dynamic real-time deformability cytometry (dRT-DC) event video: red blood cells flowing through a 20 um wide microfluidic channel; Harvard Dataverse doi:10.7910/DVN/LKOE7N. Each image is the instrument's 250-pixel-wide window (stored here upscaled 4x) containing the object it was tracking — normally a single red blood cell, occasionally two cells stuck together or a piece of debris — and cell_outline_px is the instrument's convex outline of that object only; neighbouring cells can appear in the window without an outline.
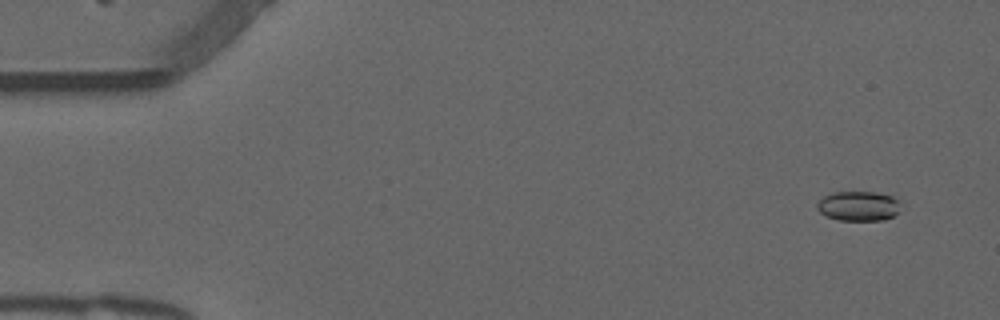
{"species": "common noctule bat (a hibernating species)", "species_latin": "Nyctalus noctula", "temperature_condition": "warm", "stored_images_in_passage": 54, "camera_frame_rate_fps": 3000, "um_per_image_px": 0.085, "animal": {"sex": "male", "forearm_length_mm": 52.5}, "frame": {"image": 1, "passage_image": 4, "time_ms": 1.0, "image_size_px": [1000, 320], "cell_outline_px": [[896, 212], [892, 216], [884, 220], [840, 220], [828, 216], [820, 212], [816, 208], [816, 204], [824, 196], [832, 192], [876, 192], [892, 196], [896, 200]], "centroid_in_image_um": [72.9, 17.5], "position_along_channel_um": 12.1, "area_um2": 14.1}}
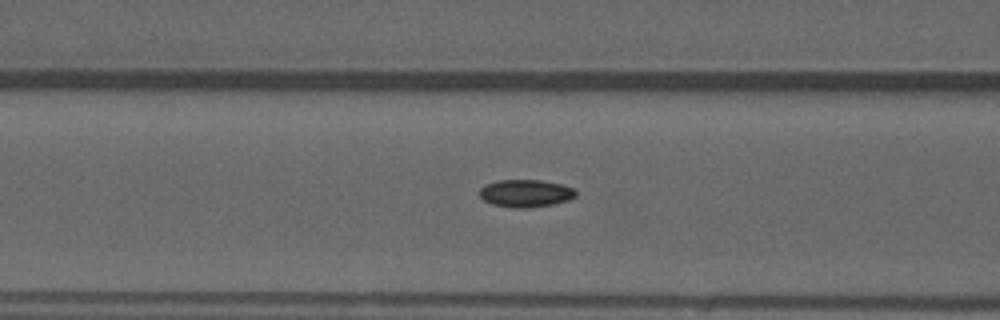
{"frame": {"image": 2, "passage_image": 22, "time_ms": 7.0, "image_size_px": [1000, 320], "cell_outline_px": [[576, 196], [568, 200], [552, 204], [528, 208], [512, 208], [492, 204], [484, 200], [480, 196], [480, 188], [484, 184], [496, 180], [540, 180], [564, 184], [572, 188], [576, 192]], "centroid_in_image_um": [44.66, 16.42], "position_along_channel_um": 121.9, "area_um2": 15.55}}
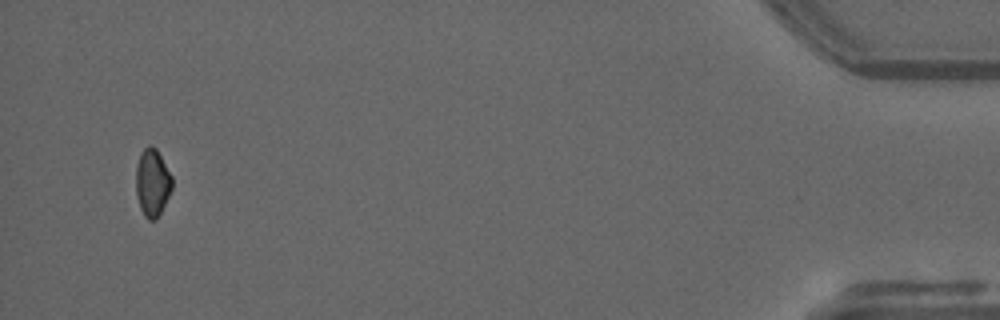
{"frame": {"image": 3, "passage_image": 52, "time_ms": 17.0, "image_size_px": [1000, 320], "cell_outline_px": [[172, 188], [156, 220], [148, 220], [144, 216], [140, 208], [136, 196], [136, 168], [140, 152], [148, 144], [152, 144], [156, 148], [172, 176]], "centroid_in_image_um": [12.93, 15.5], "position_along_channel_um": 422.3, "area_um2": 14.28}, "authors_computed_cell_mechanics": {"area_um2": 14.7679, "velocity_mm_per_s": 3.8529, "shape_relaxation_time_tau1_ms": 8.3983, "shape_relaxation_time_tau2_ms": null, "deformation_change_tau1": 0.1486, "deformation_change_tau2": null}}